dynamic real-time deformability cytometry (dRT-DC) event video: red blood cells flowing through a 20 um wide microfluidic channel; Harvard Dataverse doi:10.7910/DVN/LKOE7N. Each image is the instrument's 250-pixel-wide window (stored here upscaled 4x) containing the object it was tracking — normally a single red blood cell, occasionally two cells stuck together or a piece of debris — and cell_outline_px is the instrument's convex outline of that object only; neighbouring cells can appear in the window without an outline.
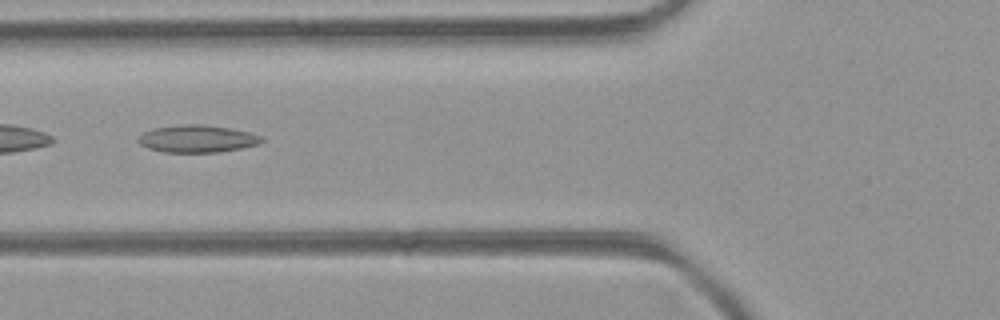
{"species": "common noctule bat (a hibernating species)", "species_latin": "Nyctalus noctula", "temperature_condition": "room temperature", "stored_images_in_passage": 3, "camera_frame_rate_fps": 3000, "um_per_image_px": 0.085, "animal": {"sex": "female", "body_mass_g": 21.9}, "frame": {"image": 1, "passage_image": 3, "time_ms": 0.667, "image_size_px": [1000, 320], "cell_outline_px": [[264, 140], [260, 144], [220, 152], [164, 152], [148, 148], [140, 144], [136, 140], [144, 132], [156, 128], [180, 124], [200, 124], [228, 128], [248, 132], [260, 136]], "centroid_in_image_um": [16.75, 11.8], "position_along_channel_um": 109.0, "area_um2": 19.48}}